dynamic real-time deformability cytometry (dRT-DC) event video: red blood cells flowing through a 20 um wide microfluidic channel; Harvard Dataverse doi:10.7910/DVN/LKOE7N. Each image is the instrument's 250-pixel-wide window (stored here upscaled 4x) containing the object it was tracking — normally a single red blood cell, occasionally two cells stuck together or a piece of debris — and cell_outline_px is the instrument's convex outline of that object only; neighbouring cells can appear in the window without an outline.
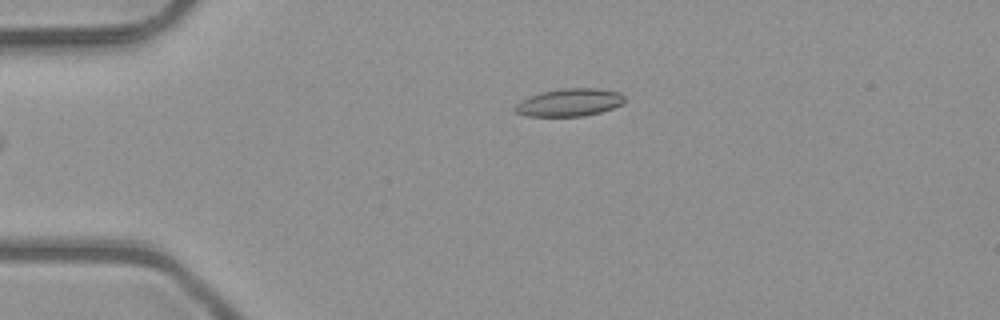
{"species": "common noctule bat (a hibernating species)", "species_latin": "Nyctalus noctula", "temperature_condition": "room temperature", "stored_images_in_passage": 4, "camera_frame_rate_fps": 3000, "um_per_image_px": 0.085, "animal": {"sex": "male", "body_mass_g": 23.1, "forearm_length_mm": 52.7}, "frame": {"image": 1, "passage_image": 4, "time_ms": 1.0, "image_size_px": [1000, 320], "cell_outline_px": [[624, 104], [600, 112], [584, 116], [528, 116], [516, 112], [512, 108], [520, 100], [528, 96], [544, 92], [564, 88], [596, 88], [620, 92], [624, 96]], "centroid_in_image_um": [48.4, 8.71], "position_along_channel_um": 36.6, "area_um2": 17.69}}